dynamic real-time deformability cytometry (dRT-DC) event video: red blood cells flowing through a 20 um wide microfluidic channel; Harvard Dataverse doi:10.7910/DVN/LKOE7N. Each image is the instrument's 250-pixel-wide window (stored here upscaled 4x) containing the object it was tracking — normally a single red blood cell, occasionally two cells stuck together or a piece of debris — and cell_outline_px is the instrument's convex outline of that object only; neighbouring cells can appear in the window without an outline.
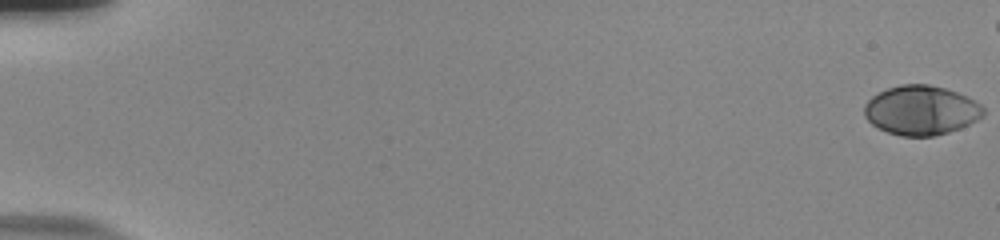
{"species": "human", "species_latin": "Homo sapiens", "temperature_condition": "room temperature", "stored_images_in_passage": 52, "camera_frame_rate_fps": 3000, "um_per_image_px": 0.085, "donor": {"sex": "male"}, "frame": {"image": 1, "passage_image": 1, "time_ms": 0.0, "image_size_px": [1000, 240], "cell_outline_px": [[984, 116], [960, 128], [948, 132], [932, 136], [900, 136], [888, 132], [872, 124], [864, 116], [864, 104], [872, 96], [888, 88], [900, 84], [928, 84], [944, 88], [968, 96], [980, 104], [984, 108]], "centroid_in_image_um": [78.29, 9.37], "position_along_channel_um": 6.7, "area_um2": 34.22}}
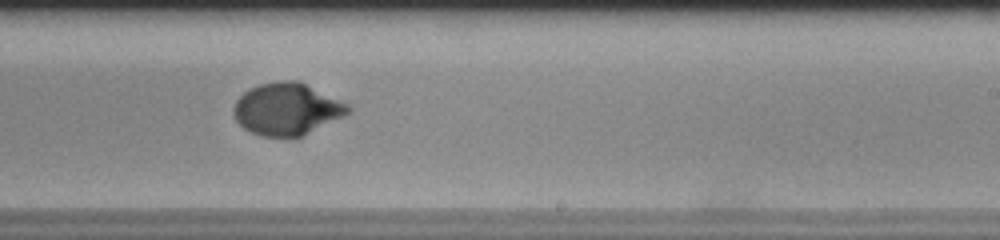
{"frame": {"image": 2, "passage_image": 37, "time_ms": 12.0, "image_size_px": [1000, 240], "cell_outline_px": [[352, 112], [344, 116], [300, 136], [288, 140], [260, 136], [244, 128], [236, 120], [232, 112], [232, 108], [236, 100], [248, 88], [260, 84], [280, 80], [296, 80], [348, 104], [352, 108]], "centroid_in_image_um": [24.35, 9.3], "position_along_channel_um": 264.7, "area_um2": 34.97}}
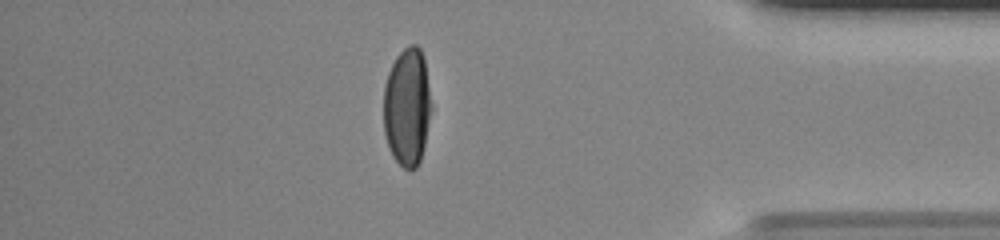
{"frame": {"image": 3, "passage_image": 50, "time_ms": 16.333, "image_size_px": [1000, 240], "cell_outline_px": [[432, 108], [424, 148], [420, 160], [416, 168], [404, 168], [392, 156], [384, 132], [384, 84], [388, 72], [396, 56], [404, 48], [412, 44], [416, 44], [420, 48], [424, 56], [432, 104]], "centroid_in_image_um": [34.62, 9.06], "position_along_channel_um": 400.6, "area_um2": 33.18}}